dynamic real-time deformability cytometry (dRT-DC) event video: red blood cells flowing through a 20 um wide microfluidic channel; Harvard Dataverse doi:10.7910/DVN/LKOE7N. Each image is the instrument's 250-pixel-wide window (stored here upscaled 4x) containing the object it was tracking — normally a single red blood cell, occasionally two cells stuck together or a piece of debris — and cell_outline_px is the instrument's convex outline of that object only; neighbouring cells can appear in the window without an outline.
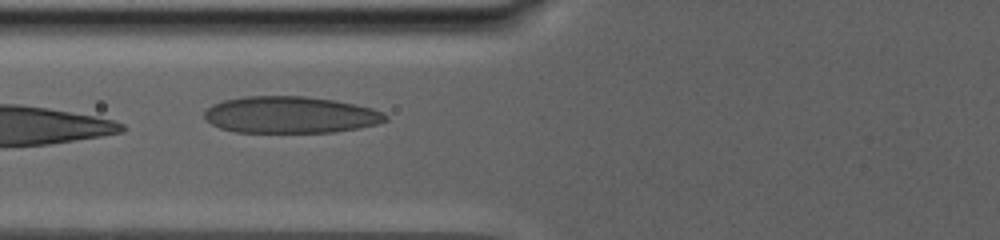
{"species": "human", "species_latin": "Homo sapiens", "temperature_condition": "warm", "stored_images_in_passage": 12, "camera_frame_rate_fps": 3000, "um_per_image_px": 0.085, "donor": {"sex": "male"}, "frame": {"image": 1, "passage_image": 3, "time_ms": 1.0, "image_size_px": [1000, 240], "cell_outline_px": [[388, 120], [376, 124], [360, 128], [336, 132], [236, 132], [220, 128], [212, 124], [204, 116], [204, 112], [212, 104], [224, 100], [244, 96], [304, 96], [336, 100], [372, 108], [384, 112], [388, 116]], "centroid_in_image_um": [24.71, 9.76], "position_along_channel_um": 101.1, "area_um2": 38.9}}
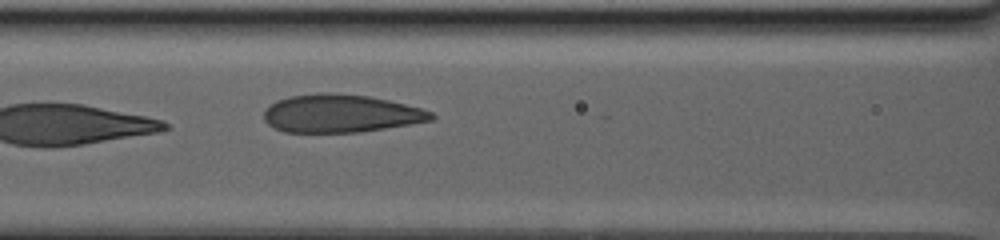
{"frame": {"image": 2, "passage_image": 6, "time_ms": 2.333, "image_size_px": [1000, 240], "cell_outline_px": [[436, 116], [432, 120], [384, 128], [356, 132], [284, 132], [268, 124], [264, 120], [264, 112], [276, 100], [288, 96], [320, 92], [328, 92], [368, 96], [388, 100], [420, 108], [432, 112]], "centroid_in_image_um": [28.93, 9.64], "position_along_channel_um": 137.7, "area_um2": 36.76}}
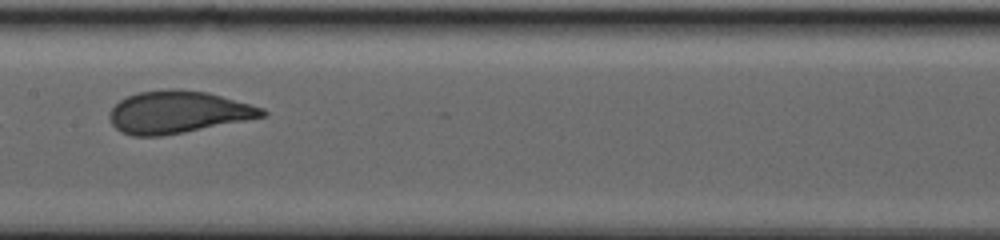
{"frame": {"image": 3, "passage_image": 10, "time_ms": 4.333, "image_size_px": [1000, 240], "cell_outline_px": [[268, 112], [264, 116], [184, 132], [160, 136], [132, 136], [120, 132], [112, 124], [108, 116], [112, 108], [120, 100], [128, 96], [140, 92], [168, 88], [176, 88], [208, 92], [264, 108]], "centroid_in_image_um": [15.09, 9.52], "position_along_channel_um": 192.3, "area_um2": 37.4}}